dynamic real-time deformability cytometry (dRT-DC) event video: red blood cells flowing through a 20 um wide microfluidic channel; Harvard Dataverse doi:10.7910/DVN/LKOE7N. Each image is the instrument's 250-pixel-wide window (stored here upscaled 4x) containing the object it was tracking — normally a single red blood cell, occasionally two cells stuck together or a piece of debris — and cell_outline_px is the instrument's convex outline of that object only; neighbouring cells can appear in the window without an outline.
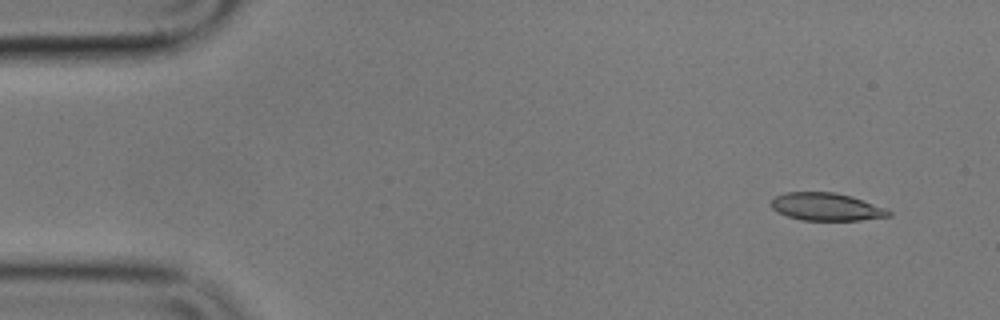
{"species": "common noctule bat (a hibernating species)", "species_latin": "Nyctalus noctula", "temperature_condition": "cold", "stored_images_in_passage": 54, "camera_frame_rate_fps": 3000, "um_per_image_px": 0.085, "animal": {"sex": "male", "body_mass_g": 17.9}, "frame": {"image": 1, "passage_image": 3, "time_ms": 0.667, "image_size_px": [1000, 320], "cell_outline_px": [[892, 216], [860, 220], [800, 220], [776, 212], [772, 208], [772, 200], [776, 196], [784, 192], [832, 192], [852, 196], [888, 208], [892, 212]], "centroid_in_image_um": [70.28, 17.58], "position_along_channel_um": 14.7, "area_um2": 19.13}}
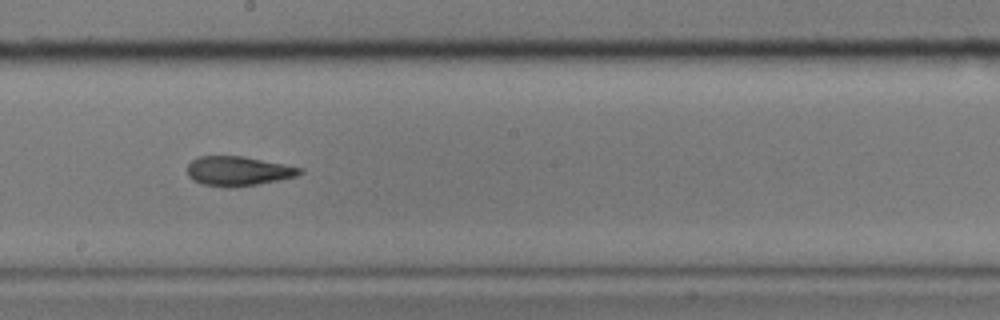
{"frame": {"image": 2, "passage_image": 29, "time_ms": 9.333, "image_size_px": [1000, 320], "cell_outline_px": [[304, 172], [296, 176], [260, 184], [236, 188], [224, 188], [200, 184], [192, 180], [188, 176], [188, 164], [192, 160], [200, 156], [244, 156], [304, 168]], "centroid_in_image_um": [20.24, 14.56], "position_along_channel_um": 228.0, "area_um2": 19.71}}
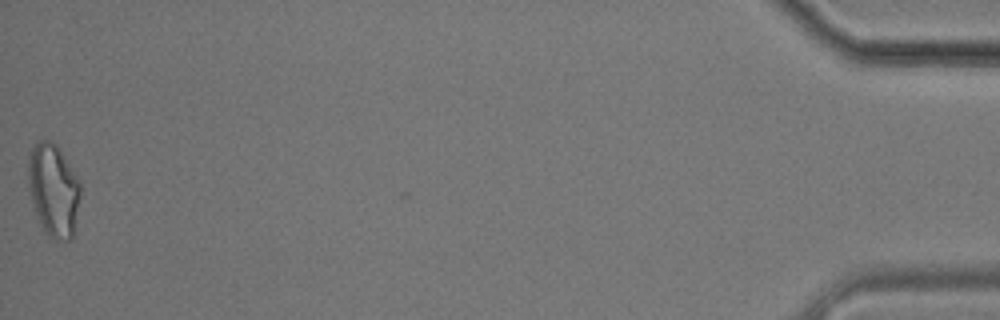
{"frame": {"image": 3, "passage_image": 54, "time_ms": 17.667, "image_size_px": [1000, 320], "cell_outline_px": [[80, 196], [72, 240], [56, 240], [48, 236], [44, 232], [40, 224], [28, 188], [28, 160], [32, 148], [36, 140], [48, 140], [56, 144], [80, 180]], "centroid_in_image_um": [4.54, 16.15], "position_along_channel_um": 430.7, "area_um2": 28.26}, "authors_computed_cell_mechanics": {"area_um2": 19.7098, "velocity_mm_per_s": 3.5968, "shape_relaxation_time_tau1_ms": 6.1795, "shape_relaxation_time_tau2_ms": 2.6838, "deformation_change_tau1": 0.19, "deformation_change_tau2": 0.1083}}